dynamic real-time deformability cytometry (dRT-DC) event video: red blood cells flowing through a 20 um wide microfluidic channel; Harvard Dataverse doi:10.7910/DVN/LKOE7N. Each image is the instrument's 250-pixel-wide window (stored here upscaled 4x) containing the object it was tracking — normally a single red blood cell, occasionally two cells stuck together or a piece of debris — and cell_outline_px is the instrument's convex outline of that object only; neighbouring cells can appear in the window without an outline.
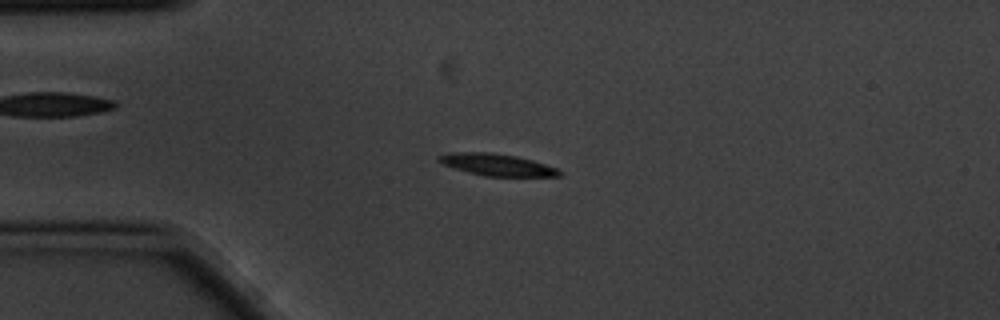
{"species": "common noctule bat (a hibernating species)", "species_latin": "Nyctalus noctula", "temperature_condition": "cold", "stored_images_in_passage": 7, "camera_frame_rate_fps": 3000, "um_per_image_px": 0.085, "animal": {"sex": "male", "body_mass_g": 20.1, "forearm_length_mm": 53.5}, "frame": {"image": 1, "passage_image": 4, "time_ms": 1.0, "image_size_px": [1000, 320], "cell_outline_px": [[564, 172], [560, 176], [484, 176], [468, 172], [444, 164], [436, 160], [436, 156], [444, 152], [492, 152], [516, 156], [532, 160], [556, 168]], "centroid_in_image_um": [42.2, 13.99], "position_along_channel_um": 42.8, "area_um2": 15.43}}